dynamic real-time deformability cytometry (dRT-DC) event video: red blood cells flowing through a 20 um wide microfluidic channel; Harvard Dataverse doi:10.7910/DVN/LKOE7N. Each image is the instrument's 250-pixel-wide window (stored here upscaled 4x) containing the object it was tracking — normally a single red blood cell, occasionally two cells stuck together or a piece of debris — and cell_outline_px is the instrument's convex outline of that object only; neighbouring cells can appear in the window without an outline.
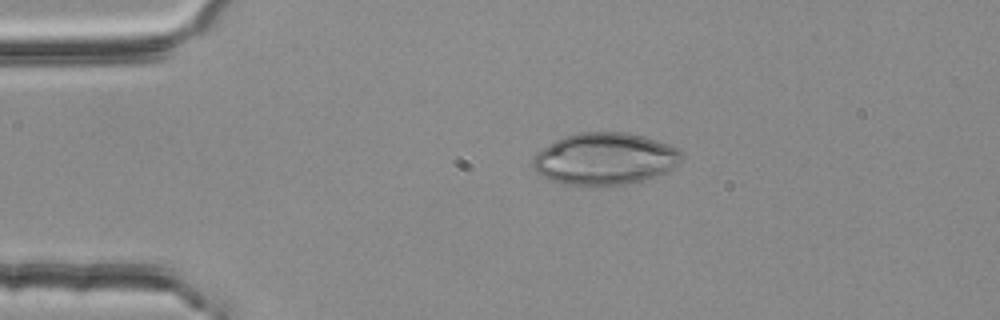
{"species": "common noctule bat (a hibernating species)", "species_latin": "Nyctalus noctula", "temperature_condition": "room temperature", "stored_images_in_passage": 2, "camera_frame_rate_fps": 3000, "um_per_image_px": 0.085, "animal": {"sex": "female", "body_mass_g": 25.1}, "frame": {"image": 1, "passage_image": 1, "time_ms": 0.0, "image_size_px": [1000, 320], "cell_outline_px": [[684, 160], [672, 168], [664, 172], [644, 180], [632, 184], [588, 188], [584, 188], [560, 184], [540, 176], [532, 164], [532, 156], [536, 152], [556, 140], [564, 136], [576, 132], [628, 132], [644, 136], [680, 148], [684, 152]], "centroid_in_image_um": [51.4, 13.53], "position_along_channel_um": 33.6, "area_um2": 46.41}}